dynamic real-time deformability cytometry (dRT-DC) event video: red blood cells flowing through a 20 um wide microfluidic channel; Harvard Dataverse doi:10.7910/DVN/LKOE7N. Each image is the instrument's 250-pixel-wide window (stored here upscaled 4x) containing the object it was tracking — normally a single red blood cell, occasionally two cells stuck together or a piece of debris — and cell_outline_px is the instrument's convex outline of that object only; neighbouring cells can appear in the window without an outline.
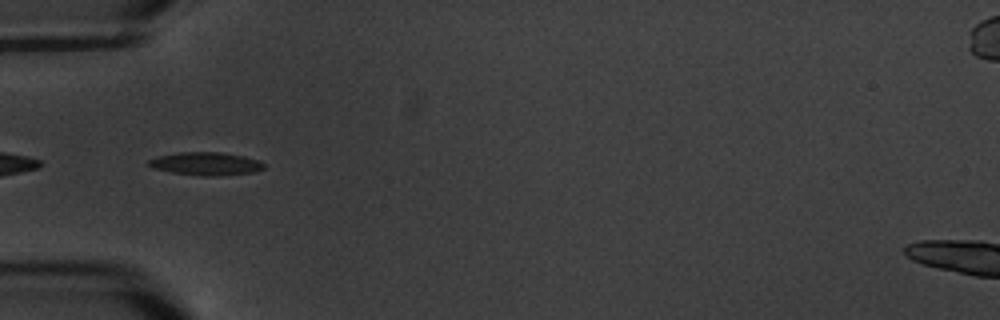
{"species": "common noctule bat (a hibernating species)", "species_latin": "Nyctalus noctula", "temperature_condition": "warm", "stored_images_in_passage": 11, "segment_of_instrument_passage": [2, 2], "camera_frame_rate_fps": 3000, "um_per_image_px": 0.085, "animal": {"sex": "male", "body_mass_g": 20.1, "forearm_length_mm": 53.5}, "frame": {"image": 1, "passage_image": 6, "time_ms": 5.667, "image_size_px": [1000, 320], "cell_outline_px": [[264, 168], [252, 172], [216, 176], [200, 176], [172, 172], [152, 168], [148, 164], [148, 160], [160, 156], [180, 152], [220, 152], [244, 156], [260, 160], [264, 164]], "centroid_in_image_um": [17.51, 13.91], "position_along_channel_um": 67.5, "area_um2": 15.37}}
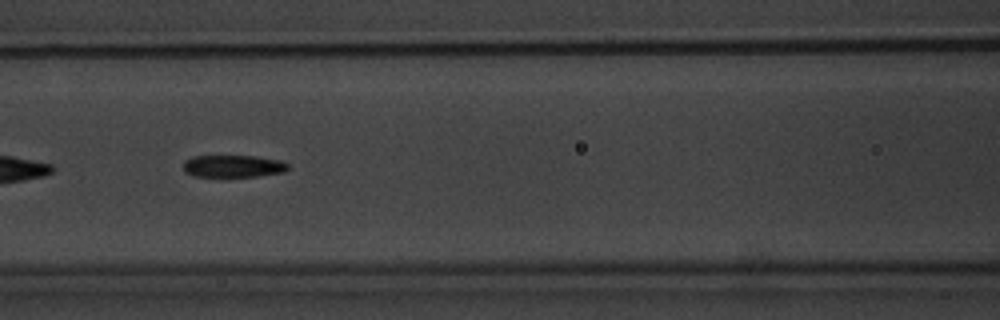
{"frame": {"image": 2, "passage_image": 8, "time_ms": 8.0, "image_size_px": [1000, 320], "cell_outline_px": [[288, 168], [284, 172], [256, 176], [224, 180], [196, 176], [184, 172], [184, 160], [192, 156], [256, 156], [280, 160], [288, 164]], "centroid_in_image_um": [19.77, 14.17], "position_along_channel_um": 146.8, "area_um2": 14.33}}
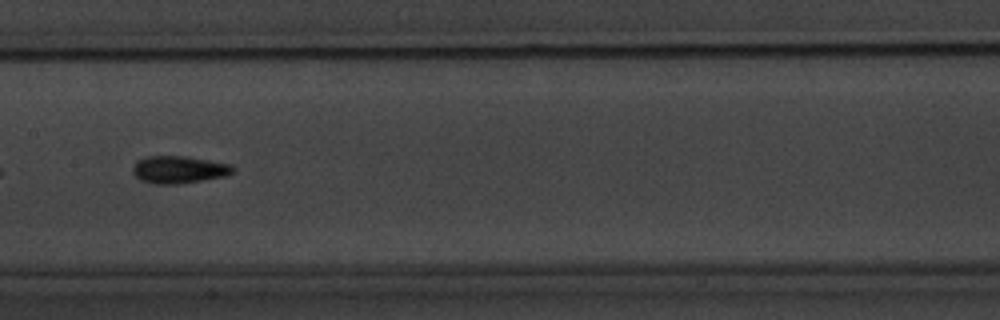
{"frame": {"image": 3, "passage_image": 9, "time_ms": 9.333, "image_size_px": [1000, 320], "cell_outline_px": [[236, 168], [228, 176], [176, 184], [156, 184], [140, 180], [132, 172], [132, 164], [136, 160], [144, 156], [184, 156], [232, 164]], "centroid_in_image_um": [15.18, 14.41], "position_along_channel_um": 192.2, "area_um2": 16.18}}